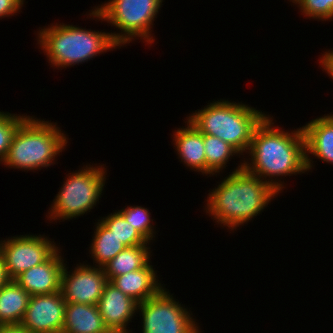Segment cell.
<instances>
[{
    "label": "cell",
    "mask_w": 333,
    "mask_h": 333,
    "mask_svg": "<svg viewBox=\"0 0 333 333\" xmlns=\"http://www.w3.org/2000/svg\"><path fill=\"white\" fill-rule=\"evenodd\" d=\"M162 3L163 0H109L92 9L88 15L121 30L119 33H110L119 46L129 44L136 37L152 45L155 40L151 34L152 23Z\"/></svg>",
    "instance_id": "obj_6"
},
{
    "label": "cell",
    "mask_w": 333,
    "mask_h": 333,
    "mask_svg": "<svg viewBox=\"0 0 333 333\" xmlns=\"http://www.w3.org/2000/svg\"><path fill=\"white\" fill-rule=\"evenodd\" d=\"M105 326L111 333H129L128 323L138 311V302L108 282L97 303ZM135 313V314H134Z\"/></svg>",
    "instance_id": "obj_12"
},
{
    "label": "cell",
    "mask_w": 333,
    "mask_h": 333,
    "mask_svg": "<svg viewBox=\"0 0 333 333\" xmlns=\"http://www.w3.org/2000/svg\"><path fill=\"white\" fill-rule=\"evenodd\" d=\"M187 127L178 128L173 133L174 147L181 162L186 167L206 175V156L204 151V134L192 122L185 119ZM196 169V170H195Z\"/></svg>",
    "instance_id": "obj_15"
},
{
    "label": "cell",
    "mask_w": 333,
    "mask_h": 333,
    "mask_svg": "<svg viewBox=\"0 0 333 333\" xmlns=\"http://www.w3.org/2000/svg\"><path fill=\"white\" fill-rule=\"evenodd\" d=\"M118 212L150 243L155 237V229L151 214L147 208L142 206H127ZM152 221V222H151Z\"/></svg>",
    "instance_id": "obj_23"
},
{
    "label": "cell",
    "mask_w": 333,
    "mask_h": 333,
    "mask_svg": "<svg viewBox=\"0 0 333 333\" xmlns=\"http://www.w3.org/2000/svg\"><path fill=\"white\" fill-rule=\"evenodd\" d=\"M25 0H0V18L10 17L20 12Z\"/></svg>",
    "instance_id": "obj_26"
},
{
    "label": "cell",
    "mask_w": 333,
    "mask_h": 333,
    "mask_svg": "<svg viewBox=\"0 0 333 333\" xmlns=\"http://www.w3.org/2000/svg\"><path fill=\"white\" fill-rule=\"evenodd\" d=\"M142 316V333H201L195 318L179 304L167 289L138 303Z\"/></svg>",
    "instance_id": "obj_8"
},
{
    "label": "cell",
    "mask_w": 333,
    "mask_h": 333,
    "mask_svg": "<svg viewBox=\"0 0 333 333\" xmlns=\"http://www.w3.org/2000/svg\"><path fill=\"white\" fill-rule=\"evenodd\" d=\"M204 151L206 156V176L226 168V164L233 155L239 153L228 143L218 137L204 134Z\"/></svg>",
    "instance_id": "obj_21"
},
{
    "label": "cell",
    "mask_w": 333,
    "mask_h": 333,
    "mask_svg": "<svg viewBox=\"0 0 333 333\" xmlns=\"http://www.w3.org/2000/svg\"><path fill=\"white\" fill-rule=\"evenodd\" d=\"M34 117L28 115L15 131L2 162L5 167L41 170L55 164L56 156L65 150L68 138L57 124Z\"/></svg>",
    "instance_id": "obj_4"
},
{
    "label": "cell",
    "mask_w": 333,
    "mask_h": 333,
    "mask_svg": "<svg viewBox=\"0 0 333 333\" xmlns=\"http://www.w3.org/2000/svg\"><path fill=\"white\" fill-rule=\"evenodd\" d=\"M304 16L322 21L333 19V0H297Z\"/></svg>",
    "instance_id": "obj_25"
},
{
    "label": "cell",
    "mask_w": 333,
    "mask_h": 333,
    "mask_svg": "<svg viewBox=\"0 0 333 333\" xmlns=\"http://www.w3.org/2000/svg\"><path fill=\"white\" fill-rule=\"evenodd\" d=\"M90 254L95 266L103 267L127 246L124 245L112 232L99 220L96 223Z\"/></svg>",
    "instance_id": "obj_20"
},
{
    "label": "cell",
    "mask_w": 333,
    "mask_h": 333,
    "mask_svg": "<svg viewBox=\"0 0 333 333\" xmlns=\"http://www.w3.org/2000/svg\"><path fill=\"white\" fill-rule=\"evenodd\" d=\"M44 235H20L0 241V255L7 275L14 280L22 272L47 261L59 248Z\"/></svg>",
    "instance_id": "obj_9"
},
{
    "label": "cell",
    "mask_w": 333,
    "mask_h": 333,
    "mask_svg": "<svg viewBox=\"0 0 333 333\" xmlns=\"http://www.w3.org/2000/svg\"><path fill=\"white\" fill-rule=\"evenodd\" d=\"M30 294L15 280H10L0 288V323L2 325L21 324Z\"/></svg>",
    "instance_id": "obj_18"
},
{
    "label": "cell",
    "mask_w": 333,
    "mask_h": 333,
    "mask_svg": "<svg viewBox=\"0 0 333 333\" xmlns=\"http://www.w3.org/2000/svg\"><path fill=\"white\" fill-rule=\"evenodd\" d=\"M305 139L307 171L314 166L309 154L321 161L333 164V114L312 119L302 126Z\"/></svg>",
    "instance_id": "obj_14"
},
{
    "label": "cell",
    "mask_w": 333,
    "mask_h": 333,
    "mask_svg": "<svg viewBox=\"0 0 333 333\" xmlns=\"http://www.w3.org/2000/svg\"><path fill=\"white\" fill-rule=\"evenodd\" d=\"M11 279L7 275L4 259L0 255V288L7 284Z\"/></svg>",
    "instance_id": "obj_29"
},
{
    "label": "cell",
    "mask_w": 333,
    "mask_h": 333,
    "mask_svg": "<svg viewBox=\"0 0 333 333\" xmlns=\"http://www.w3.org/2000/svg\"><path fill=\"white\" fill-rule=\"evenodd\" d=\"M59 250L60 248L47 261L22 272L14 280L31 296L60 291L65 263Z\"/></svg>",
    "instance_id": "obj_13"
},
{
    "label": "cell",
    "mask_w": 333,
    "mask_h": 333,
    "mask_svg": "<svg viewBox=\"0 0 333 333\" xmlns=\"http://www.w3.org/2000/svg\"><path fill=\"white\" fill-rule=\"evenodd\" d=\"M0 333H30L21 324L0 326Z\"/></svg>",
    "instance_id": "obj_28"
},
{
    "label": "cell",
    "mask_w": 333,
    "mask_h": 333,
    "mask_svg": "<svg viewBox=\"0 0 333 333\" xmlns=\"http://www.w3.org/2000/svg\"><path fill=\"white\" fill-rule=\"evenodd\" d=\"M38 44L53 67H70L120 47L110 32L91 31L64 23L44 27L37 32Z\"/></svg>",
    "instance_id": "obj_5"
},
{
    "label": "cell",
    "mask_w": 333,
    "mask_h": 333,
    "mask_svg": "<svg viewBox=\"0 0 333 333\" xmlns=\"http://www.w3.org/2000/svg\"><path fill=\"white\" fill-rule=\"evenodd\" d=\"M99 221L127 247L150 245L136 228L129 224L118 211L103 217L101 220L99 219Z\"/></svg>",
    "instance_id": "obj_22"
},
{
    "label": "cell",
    "mask_w": 333,
    "mask_h": 333,
    "mask_svg": "<svg viewBox=\"0 0 333 333\" xmlns=\"http://www.w3.org/2000/svg\"><path fill=\"white\" fill-rule=\"evenodd\" d=\"M220 182L208 193L204 210L230 231L254 219L279 194L269 183L246 170L243 163Z\"/></svg>",
    "instance_id": "obj_2"
},
{
    "label": "cell",
    "mask_w": 333,
    "mask_h": 333,
    "mask_svg": "<svg viewBox=\"0 0 333 333\" xmlns=\"http://www.w3.org/2000/svg\"><path fill=\"white\" fill-rule=\"evenodd\" d=\"M102 166L84 165L78 171L68 174L48 211L50 221L77 218L96 206L107 175L106 168Z\"/></svg>",
    "instance_id": "obj_7"
},
{
    "label": "cell",
    "mask_w": 333,
    "mask_h": 333,
    "mask_svg": "<svg viewBox=\"0 0 333 333\" xmlns=\"http://www.w3.org/2000/svg\"><path fill=\"white\" fill-rule=\"evenodd\" d=\"M267 114L242 102L218 100L196 110L187 119L203 134L218 137L239 155L248 152L256 127Z\"/></svg>",
    "instance_id": "obj_3"
},
{
    "label": "cell",
    "mask_w": 333,
    "mask_h": 333,
    "mask_svg": "<svg viewBox=\"0 0 333 333\" xmlns=\"http://www.w3.org/2000/svg\"><path fill=\"white\" fill-rule=\"evenodd\" d=\"M149 261L142 269L114 277L110 283L138 303L155 297L164 286ZM157 278V279H156ZM159 281V282H158Z\"/></svg>",
    "instance_id": "obj_16"
},
{
    "label": "cell",
    "mask_w": 333,
    "mask_h": 333,
    "mask_svg": "<svg viewBox=\"0 0 333 333\" xmlns=\"http://www.w3.org/2000/svg\"><path fill=\"white\" fill-rule=\"evenodd\" d=\"M27 117L0 111V163L8 154L15 131Z\"/></svg>",
    "instance_id": "obj_24"
},
{
    "label": "cell",
    "mask_w": 333,
    "mask_h": 333,
    "mask_svg": "<svg viewBox=\"0 0 333 333\" xmlns=\"http://www.w3.org/2000/svg\"><path fill=\"white\" fill-rule=\"evenodd\" d=\"M150 249L148 245H136L123 249L103 266L108 281L110 282L114 277L131 271L142 269L150 261Z\"/></svg>",
    "instance_id": "obj_19"
},
{
    "label": "cell",
    "mask_w": 333,
    "mask_h": 333,
    "mask_svg": "<svg viewBox=\"0 0 333 333\" xmlns=\"http://www.w3.org/2000/svg\"><path fill=\"white\" fill-rule=\"evenodd\" d=\"M62 333H111L97 305L66 303Z\"/></svg>",
    "instance_id": "obj_17"
},
{
    "label": "cell",
    "mask_w": 333,
    "mask_h": 333,
    "mask_svg": "<svg viewBox=\"0 0 333 333\" xmlns=\"http://www.w3.org/2000/svg\"><path fill=\"white\" fill-rule=\"evenodd\" d=\"M320 65L323 67V71L331 76L333 80V50L326 51L322 57H320Z\"/></svg>",
    "instance_id": "obj_27"
},
{
    "label": "cell",
    "mask_w": 333,
    "mask_h": 333,
    "mask_svg": "<svg viewBox=\"0 0 333 333\" xmlns=\"http://www.w3.org/2000/svg\"><path fill=\"white\" fill-rule=\"evenodd\" d=\"M66 263L61 274L60 291L66 303L97 305L109 282L103 267L81 264L68 272Z\"/></svg>",
    "instance_id": "obj_10"
},
{
    "label": "cell",
    "mask_w": 333,
    "mask_h": 333,
    "mask_svg": "<svg viewBox=\"0 0 333 333\" xmlns=\"http://www.w3.org/2000/svg\"><path fill=\"white\" fill-rule=\"evenodd\" d=\"M65 306L61 291L32 295L21 325L30 333H62Z\"/></svg>",
    "instance_id": "obj_11"
},
{
    "label": "cell",
    "mask_w": 333,
    "mask_h": 333,
    "mask_svg": "<svg viewBox=\"0 0 333 333\" xmlns=\"http://www.w3.org/2000/svg\"><path fill=\"white\" fill-rule=\"evenodd\" d=\"M272 121L267 115L256 127L247 152L251 161L244 159L243 167L281 193L284 182L278 177L307 172L305 139L301 127L285 132Z\"/></svg>",
    "instance_id": "obj_1"
}]
</instances>
